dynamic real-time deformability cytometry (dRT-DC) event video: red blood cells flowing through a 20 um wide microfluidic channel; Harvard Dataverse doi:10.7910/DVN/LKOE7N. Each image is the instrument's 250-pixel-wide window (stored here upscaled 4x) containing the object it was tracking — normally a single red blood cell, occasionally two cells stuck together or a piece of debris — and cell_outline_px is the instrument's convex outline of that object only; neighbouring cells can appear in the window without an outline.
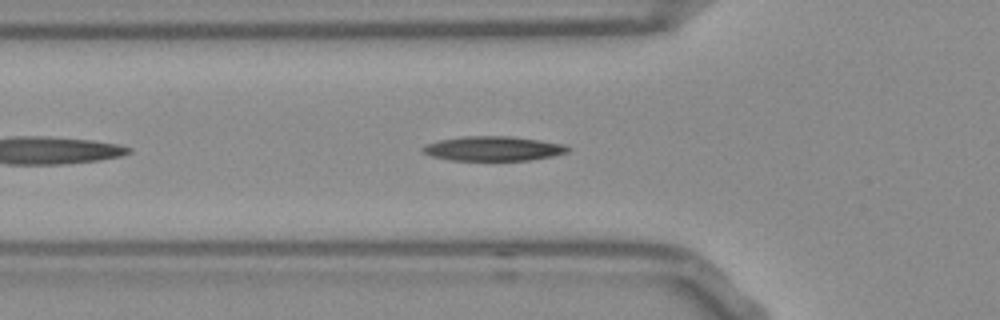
{"species": "Egyptian fruit bat (a non-hibernating species)", "species_latin": "Rousettus aegyptiacus", "temperature_condition": "room temperature", "stored_images_in_passage": 11, "camera_frame_rate_fps": 3000, "um_per_image_px": 0.085, "frame": {"image": 1, "passage_image": 4, "time_ms": 1.0, "image_size_px": [1000, 320], "cell_outline_px": [[572, 148], [568, 152], [552, 156], [528, 160], [448, 160], [432, 156], [420, 152], [420, 148], [424, 144], [440, 140], [464, 136], [508, 136], [540, 140], [564, 144]], "centroid_in_image_um": [41.89, 12.63], "position_along_channel_um": 83.9, "area_um2": 20.87}}